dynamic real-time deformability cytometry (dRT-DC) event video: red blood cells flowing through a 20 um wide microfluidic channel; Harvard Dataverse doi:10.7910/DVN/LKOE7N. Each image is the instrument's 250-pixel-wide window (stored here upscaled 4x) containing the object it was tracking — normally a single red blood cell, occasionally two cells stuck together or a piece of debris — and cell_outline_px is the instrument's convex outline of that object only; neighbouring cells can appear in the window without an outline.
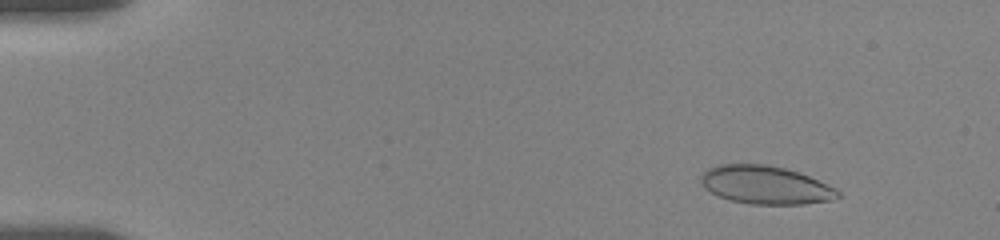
{"species": "human", "species_latin": "Homo sapiens", "temperature_condition": "room temperature", "stored_images_in_passage": 53, "camera_frame_rate_fps": 3000, "um_per_image_px": 0.085, "donor": {"sex": "female"}, "frame": {"image": 1, "passage_image": 9, "time_ms": 2.0, "image_size_px": [1000, 240], "cell_outline_px": [[840, 196], [832, 200], [804, 204], [748, 204], [728, 200], [704, 188], [700, 180], [700, 176], [708, 168], [720, 164], [768, 164], [784, 168], [808, 176], [836, 188], [840, 192]], "centroid_in_image_um": [65.05, 15.73], "position_along_channel_um": 19.9, "area_um2": 30.46}}
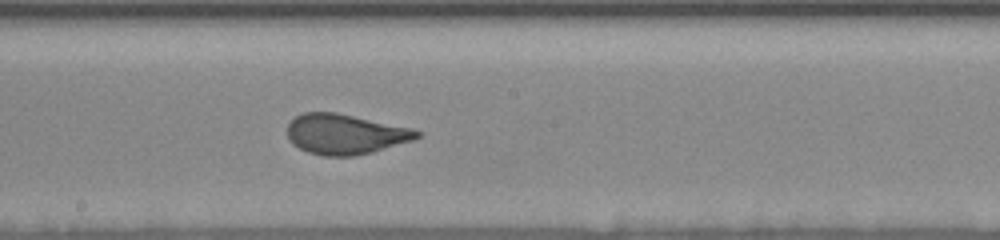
{"frame": {"image": 2, "passage_image": 28, "time_ms": 10.333, "image_size_px": [1000, 240], "cell_outline_px": [[420, 136], [412, 140], [372, 152], [352, 156], [324, 156], [308, 152], [292, 144], [288, 136], [288, 124], [296, 116], [304, 112], [336, 112], [412, 128], [420, 132]], "centroid_in_image_um": [29.32, 11.4], "position_along_channel_um": 218.9, "area_um2": 30.11}}
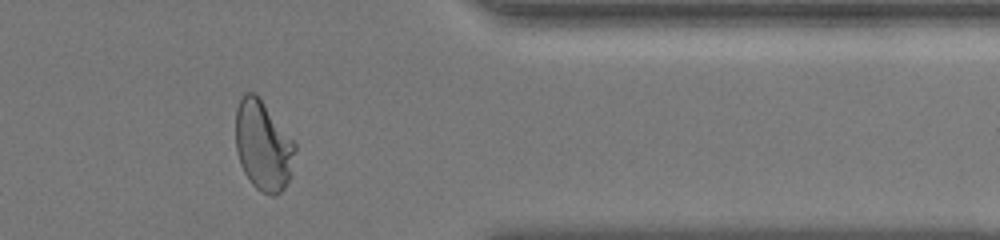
{"frame": {"image": 3, "passage_image": 49, "time_ms": 15.333, "image_size_px": [1000, 240], "cell_outline_px": [[296, 148], [288, 180], [284, 188], [276, 196], [272, 196], [260, 192], [248, 180], [240, 164], [236, 152], [236, 108], [244, 92], [256, 92], [260, 96], [296, 144]], "centroid_in_image_um": [22.34, 12.36], "position_along_channel_um": 389.1, "area_um2": 31.33}, "authors_computed_cell_mechanics": {"area_um2": 30.5762, "velocity_mm_per_s": 3.6351, "shape_relaxation_time_tau1_ms": 4.3591, "shape_relaxation_time_tau2_ms": null, "deformation_change_tau1": 0.143, "deformation_change_tau2": null}}